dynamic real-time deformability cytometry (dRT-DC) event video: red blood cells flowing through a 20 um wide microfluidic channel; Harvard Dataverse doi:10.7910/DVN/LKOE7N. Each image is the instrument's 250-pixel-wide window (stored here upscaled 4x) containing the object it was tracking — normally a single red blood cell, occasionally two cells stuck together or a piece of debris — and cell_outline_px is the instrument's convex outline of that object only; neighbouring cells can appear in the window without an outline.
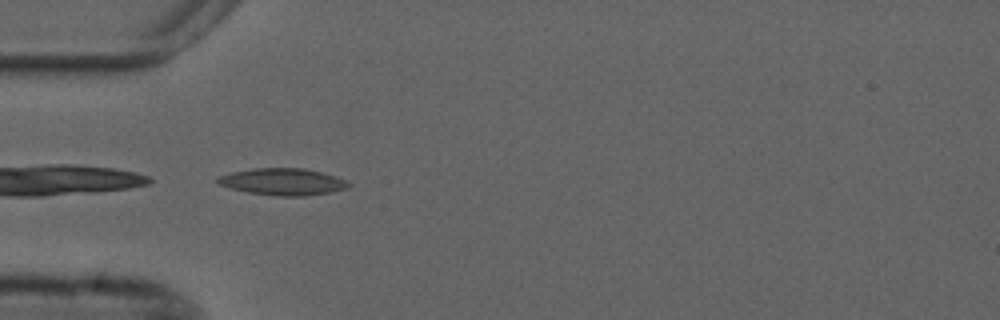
{"species": "common noctule bat (a hibernating species)", "species_latin": "Nyctalus noctula", "temperature_condition": "cold", "stored_images_in_passage": 34, "camera_frame_rate_fps": 3000, "um_per_image_px": 0.085, "animal": {"sex": "male", "forearm_length_mm": 52.5}, "frame": {"image": 1, "passage_image": 1, "time_ms": 0.0, "image_size_px": [1000, 320], "cell_outline_px": [[352, 184], [348, 188], [332, 192], [304, 196], [276, 196], [248, 192], [216, 184], [216, 180], [220, 176], [232, 172], [252, 168], [304, 168], [336, 176]], "centroid_in_image_um": [24.05, 15.45], "position_along_channel_um": 61.0, "area_um2": 20.46}}
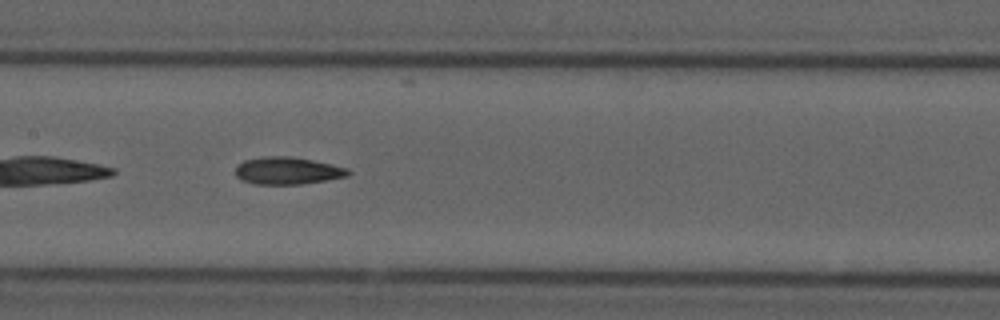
{"frame": {"image": 2, "passage_image": 11, "time_ms": 3.333, "image_size_px": [1000, 320], "cell_outline_px": [[352, 172], [348, 176], [300, 184], [252, 184], [240, 180], [236, 176], [236, 168], [244, 160], [264, 156], [288, 156], [312, 160], [332, 164], [348, 168]], "centroid_in_image_um": [24.43, 14.51], "position_along_channel_um": 183.0, "area_um2": 17.92}}
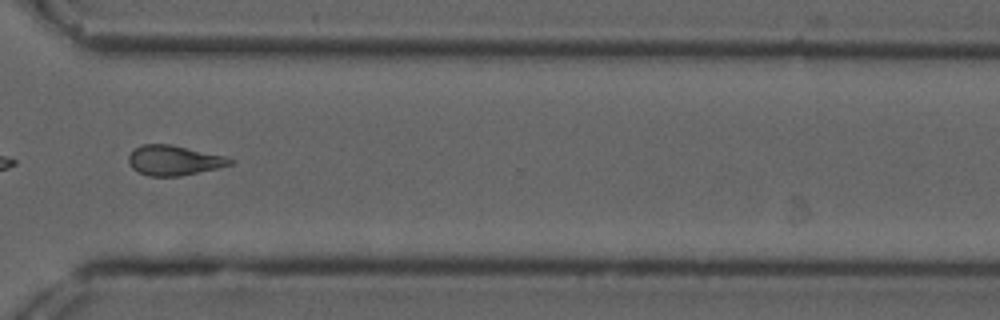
{"frame": {"image": 3, "passage_image": 25, "time_ms": 8.0, "image_size_px": [1000, 320], "cell_outline_px": [[236, 160], [232, 164], [216, 168], [180, 176], [148, 176], [132, 168], [128, 160], [128, 156], [140, 144], [172, 144], [224, 156]], "centroid_in_image_um": [14.78, 13.62], "position_along_channel_um": 355.8, "area_um2": 17.57}, "authors_computed_cell_mechanics": {"area_um2": 17.6868, "velocity_mm_per_s": 3.7136, "shape_relaxation_time_tau1_ms": null, "shape_relaxation_time_tau2_ms": 4.1798, "deformation_change_tau1": null, "deformation_change_tau2": 0.1276}}